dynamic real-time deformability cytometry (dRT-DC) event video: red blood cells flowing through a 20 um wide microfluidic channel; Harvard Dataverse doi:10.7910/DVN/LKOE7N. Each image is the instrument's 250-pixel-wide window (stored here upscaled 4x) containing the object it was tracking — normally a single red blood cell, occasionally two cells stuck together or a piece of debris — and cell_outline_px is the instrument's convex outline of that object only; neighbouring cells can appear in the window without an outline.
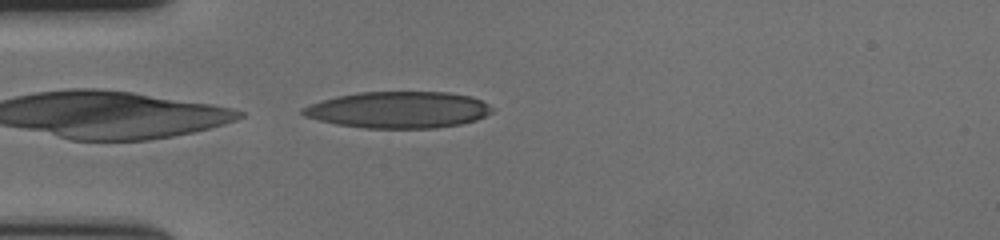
{"species": "human", "species_latin": "Homo sapiens", "temperature_condition": "cold", "stored_images_in_passage": 2, "camera_frame_rate_fps": 3000, "um_per_image_px": 0.085, "donor": {"sex": "female"}, "frame": {"image": 1, "passage_image": 2, "time_ms": 0.333, "image_size_px": [1000, 240], "cell_outline_px": [[492, 112], [476, 120], [460, 124], [436, 128], [364, 128], [336, 124], [304, 116], [300, 112], [300, 108], [320, 100], [336, 96], [356, 92], [448, 92], [472, 96], [488, 104], [492, 108]], "centroid_in_image_um": [33.84, 9.33], "position_along_channel_um": 51.2, "area_um2": 40.46}}